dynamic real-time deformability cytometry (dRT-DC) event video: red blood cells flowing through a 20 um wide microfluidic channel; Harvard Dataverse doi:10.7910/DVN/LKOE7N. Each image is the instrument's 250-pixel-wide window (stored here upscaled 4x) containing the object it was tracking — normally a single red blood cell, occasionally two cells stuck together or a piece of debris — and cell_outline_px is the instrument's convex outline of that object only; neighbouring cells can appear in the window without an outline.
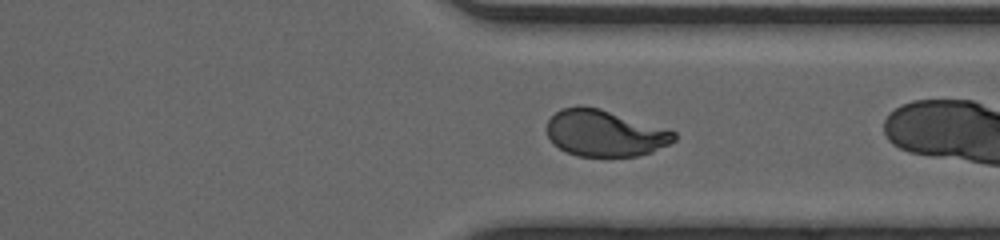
{"species": "human", "species_latin": "Homo sapiens", "temperature_condition": "cold", "stored_images_in_passage": 40, "camera_frame_rate_fps": 3000, "um_per_image_px": 0.085, "donor": {"sex": "male"}, "frame": {"image": 1, "passage_image": 38, "time_ms": 12.333, "image_size_px": [1000, 240], "cell_outline_px": [[676, 140], [652, 152], [636, 156], [576, 156], [560, 148], [548, 136], [548, 120], [560, 108], [576, 104], [580, 104], [600, 108], [676, 132]], "centroid_in_image_um": [51.39, 11.3], "position_along_channel_um": 360.0, "area_um2": 34.28}}